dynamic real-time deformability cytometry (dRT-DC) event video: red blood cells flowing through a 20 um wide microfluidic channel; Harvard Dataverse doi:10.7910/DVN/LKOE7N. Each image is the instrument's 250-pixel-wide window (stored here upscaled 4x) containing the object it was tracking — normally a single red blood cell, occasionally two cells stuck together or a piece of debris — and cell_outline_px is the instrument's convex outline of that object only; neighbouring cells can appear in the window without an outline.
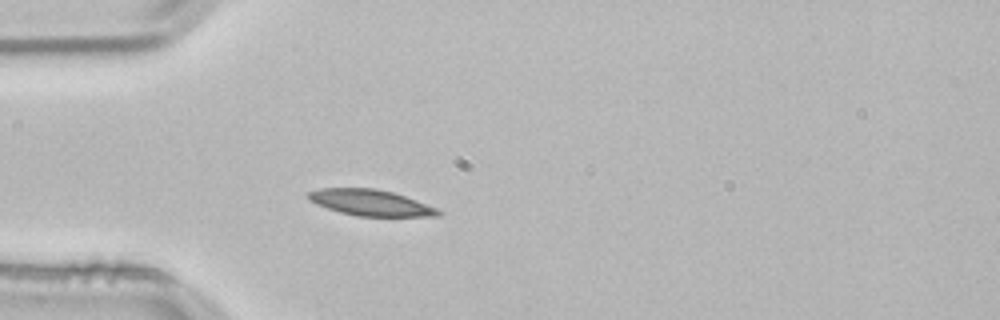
{"species": "common noctule bat (a hibernating species)", "species_latin": "Nyctalus noctula", "temperature_condition": "room temperature", "stored_images_in_passage": 4, "camera_frame_rate_fps": 3000, "um_per_image_px": 0.085, "animal": {"sex": "male", "body_mass_g": 21.5, "forearm_length_mm": 52.0}, "frame": {"image": 1, "passage_image": 1, "time_ms": 0.0, "image_size_px": [1000, 320], "cell_outline_px": [[444, 212], [440, 216], [356, 216], [340, 212], [316, 204], [308, 200], [304, 196], [308, 192], [320, 188], [376, 188], [392, 192], [416, 200], [436, 208]], "centroid_in_image_um": [31.46, 17.22], "position_along_channel_um": 53.5, "area_um2": 19.77}}